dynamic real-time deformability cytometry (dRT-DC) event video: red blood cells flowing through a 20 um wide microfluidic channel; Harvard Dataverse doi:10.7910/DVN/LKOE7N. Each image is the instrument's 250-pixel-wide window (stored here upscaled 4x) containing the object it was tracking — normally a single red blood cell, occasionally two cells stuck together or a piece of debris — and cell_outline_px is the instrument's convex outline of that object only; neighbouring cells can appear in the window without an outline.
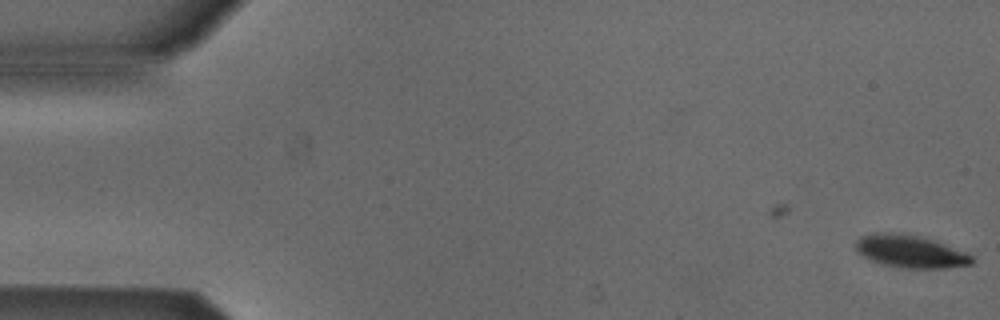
{"species": "Egyptian fruit bat (a non-hibernating species)", "species_latin": "Rousettus aegyptiacus", "temperature_condition": "cold", "stored_images_in_passage": 6, "camera_frame_rate_fps": 3000, "um_per_image_px": 0.085, "animal": {"sex": "male"}, "frame": {"image": 1, "passage_image": 6, "time_ms": 1.667, "image_size_px": [1000, 320], "cell_outline_px": [[972, 264], [944, 268], [904, 268], [884, 264], [872, 260], [856, 252], [856, 240], [860, 236], [872, 232], [892, 232], [920, 236], [968, 252], [972, 256]], "centroid_in_image_um": [77.36, 21.36], "position_along_channel_um": 7.6, "area_um2": 22.02}}